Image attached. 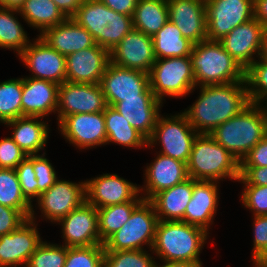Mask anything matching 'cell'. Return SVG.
Wrapping results in <instances>:
<instances>
[{
    "label": "cell",
    "mask_w": 267,
    "mask_h": 267,
    "mask_svg": "<svg viewBox=\"0 0 267 267\" xmlns=\"http://www.w3.org/2000/svg\"><path fill=\"white\" fill-rule=\"evenodd\" d=\"M150 88L162 103L164 97L182 98L195 91L190 56L156 59L149 72Z\"/></svg>",
    "instance_id": "ba28073f"
},
{
    "label": "cell",
    "mask_w": 267,
    "mask_h": 267,
    "mask_svg": "<svg viewBox=\"0 0 267 267\" xmlns=\"http://www.w3.org/2000/svg\"><path fill=\"white\" fill-rule=\"evenodd\" d=\"M198 88V98L182 112L198 134H210L250 104L246 80Z\"/></svg>",
    "instance_id": "6da1fadb"
},
{
    "label": "cell",
    "mask_w": 267,
    "mask_h": 267,
    "mask_svg": "<svg viewBox=\"0 0 267 267\" xmlns=\"http://www.w3.org/2000/svg\"><path fill=\"white\" fill-rule=\"evenodd\" d=\"M86 201L85 180L78 183L60 180L55 183L36 200L35 207L41 211L40 215L50 222L57 223L61 218L79 207Z\"/></svg>",
    "instance_id": "9a60e30c"
},
{
    "label": "cell",
    "mask_w": 267,
    "mask_h": 267,
    "mask_svg": "<svg viewBox=\"0 0 267 267\" xmlns=\"http://www.w3.org/2000/svg\"><path fill=\"white\" fill-rule=\"evenodd\" d=\"M25 0H0V6L19 10Z\"/></svg>",
    "instance_id": "9f6ffc18"
},
{
    "label": "cell",
    "mask_w": 267,
    "mask_h": 267,
    "mask_svg": "<svg viewBox=\"0 0 267 267\" xmlns=\"http://www.w3.org/2000/svg\"><path fill=\"white\" fill-rule=\"evenodd\" d=\"M264 104H265L264 107H265L266 112H267V101Z\"/></svg>",
    "instance_id": "6f0895ef"
},
{
    "label": "cell",
    "mask_w": 267,
    "mask_h": 267,
    "mask_svg": "<svg viewBox=\"0 0 267 267\" xmlns=\"http://www.w3.org/2000/svg\"><path fill=\"white\" fill-rule=\"evenodd\" d=\"M218 184V185H217ZM219 182L193 179V192L181 221L209 231L219 204Z\"/></svg>",
    "instance_id": "cb8c5ba5"
},
{
    "label": "cell",
    "mask_w": 267,
    "mask_h": 267,
    "mask_svg": "<svg viewBox=\"0 0 267 267\" xmlns=\"http://www.w3.org/2000/svg\"><path fill=\"white\" fill-rule=\"evenodd\" d=\"M0 204L21 211L30 218L33 205L22 194L15 169L0 168Z\"/></svg>",
    "instance_id": "d590c367"
},
{
    "label": "cell",
    "mask_w": 267,
    "mask_h": 267,
    "mask_svg": "<svg viewBox=\"0 0 267 267\" xmlns=\"http://www.w3.org/2000/svg\"><path fill=\"white\" fill-rule=\"evenodd\" d=\"M169 20L166 0H138L132 21L133 29L153 37Z\"/></svg>",
    "instance_id": "1f68e13d"
},
{
    "label": "cell",
    "mask_w": 267,
    "mask_h": 267,
    "mask_svg": "<svg viewBox=\"0 0 267 267\" xmlns=\"http://www.w3.org/2000/svg\"><path fill=\"white\" fill-rule=\"evenodd\" d=\"M66 18H72L84 0H52Z\"/></svg>",
    "instance_id": "816d5d0a"
},
{
    "label": "cell",
    "mask_w": 267,
    "mask_h": 267,
    "mask_svg": "<svg viewBox=\"0 0 267 267\" xmlns=\"http://www.w3.org/2000/svg\"><path fill=\"white\" fill-rule=\"evenodd\" d=\"M107 132L106 145L116 143L127 148H148L147 139L140 134L130 123L112 106L104 110Z\"/></svg>",
    "instance_id": "f546056e"
},
{
    "label": "cell",
    "mask_w": 267,
    "mask_h": 267,
    "mask_svg": "<svg viewBox=\"0 0 267 267\" xmlns=\"http://www.w3.org/2000/svg\"><path fill=\"white\" fill-rule=\"evenodd\" d=\"M29 27L37 29L40 36L48 28L61 24L66 17L52 0H25L18 10Z\"/></svg>",
    "instance_id": "4dcf8cb0"
},
{
    "label": "cell",
    "mask_w": 267,
    "mask_h": 267,
    "mask_svg": "<svg viewBox=\"0 0 267 267\" xmlns=\"http://www.w3.org/2000/svg\"><path fill=\"white\" fill-rule=\"evenodd\" d=\"M34 210L33 208L30 218L17 229L0 236V267H25L30 256L42 243Z\"/></svg>",
    "instance_id": "7c38bea8"
},
{
    "label": "cell",
    "mask_w": 267,
    "mask_h": 267,
    "mask_svg": "<svg viewBox=\"0 0 267 267\" xmlns=\"http://www.w3.org/2000/svg\"><path fill=\"white\" fill-rule=\"evenodd\" d=\"M189 177L194 180L220 182L240 177V162L210 134H198L187 162Z\"/></svg>",
    "instance_id": "5b68a950"
},
{
    "label": "cell",
    "mask_w": 267,
    "mask_h": 267,
    "mask_svg": "<svg viewBox=\"0 0 267 267\" xmlns=\"http://www.w3.org/2000/svg\"><path fill=\"white\" fill-rule=\"evenodd\" d=\"M209 237L205 229L184 221H158L150 250L161 261L202 263L200 253Z\"/></svg>",
    "instance_id": "3957f363"
},
{
    "label": "cell",
    "mask_w": 267,
    "mask_h": 267,
    "mask_svg": "<svg viewBox=\"0 0 267 267\" xmlns=\"http://www.w3.org/2000/svg\"><path fill=\"white\" fill-rule=\"evenodd\" d=\"M169 21L193 44L207 40L205 0H166Z\"/></svg>",
    "instance_id": "603a6c76"
},
{
    "label": "cell",
    "mask_w": 267,
    "mask_h": 267,
    "mask_svg": "<svg viewBox=\"0 0 267 267\" xmlns=\"http://www.w3.org/2000/svg\"><path fill=\"white\" fill-rule=\"evenodd\" d=\"M67 257V247L42 241L36 251L30 256L25 267H64Z\"/></svg>",
    "instance_id": "ab89813d"
},
{
    "label": "cell",
    "mask_w": 267,
    "mask_h": 267,
    "mask_svg": "<svg viewBox=\"0 0 267 267\" xmlns=\"http://www.w3.org/2000/svg\"><path fill=\"white\" fill-rule=\"evenodd\" d=\"M207 40L219 41L254 18L253 0H205Z\"/></svg>",
    "instance_id": "30bf717a"
},
{
    "label": "cell",
    "mask_w": 267,
    "mask_h": 267,
    "mask_svg": "<svg viewBox=\"0 0 267 267\" xmlns=\"http://www.w3.org/2000/svg\"><path fill=\"white\" fill-rule=\"evenodd\" d=\"M42 119L44 118L23 116L5 123L7 127H13L11 138L27 156L39 154L49 140V125Z\"/></svg>",
    "instance_id": "83f0119b"
},
{
    "label": "cell",
    "mask_w": 267,
    "mask_h": 267,
    "mask_svg": "<svg viewBox=\"0 0 267 267\" xmlns=\"http://www.w3.org/2000/svg\"><path fill=\"white\" fill-rule=\"evenodd\" d=\"M193 192V179L188 178L157 193L150 201L160 221H181Z\"/></svg>",
    "instance_id": "f1b7e54d"
},
{
    "label": "cell",
    "mask_w": 267,
    "mask_h": 267,
    "mask_svg": "<svg viewBox=\"0 0 267 267\" xmlns=\"http://www.w3.org/2000/svg\"><path fill=\"white\" fill-rule=\"evenodd\" d=\"M72 19L109 52L133 29L132 16L117 13L100 0H84Z\"/></svg>",
    "instance_id": "8992f818"
},
{
    "label": "cell",
    "mask_w": 267,
    "mask_h": 267,
    "mask_svg": "<svg viewBox=\"0 0 267 267\" xmlns=\"http://www.w3.org/2000/svg\"><path fill=\"white\" fill-rule=\"evenodd\" d=\"M238 183L267 186V167H240Z\"/></svg>",
    "instance_id": "681fc988"
},
{
    "label": "cell",
    "mask_w": 267,
    "mask_h": 267,
    "mask_svg": "<svg viewBox=\"0 0 267 267\" xmlns=\"http://www.w3.org/2000/svg\"><path fill=\"white\" fill-rule=\"evenodd\" d=\"M197 135L182 112L168 117L160 114L147 147H156L158 142L161 144L160 154L187 163Z\"/></svg>",
    "instance_id": "9c48e42d"
},
{
    "label": "cell",
    "mask_w": 267,
    "mask_h": 267,
    "mask_svg": "<svg viewBox=\"0 0 267 267\" xmlns=\"http://www.w3.org/2000/svg\"><path fill=\"white\" fill-rule=\"evenodd\" d=\"M246 81L250 103L264 105L267 101V61L258 58L246 70Z\"/></svg>",
    "instance_id": "f35d334b"
},
{
    "label": "cell",
    "mask_w": 267,
    "mask_h": 267,
    "mask_svg": "<svg viewBox=\"0 0 267 267\" xmlns=\"http://www.w3.org/2000/svg\"><path fill=\"white\" fill-rule=\"evenodd\" d=\"M107 106L99 84L65 81L59 85L57 124L67 115L102 112Z\"/></svg>",
    "instance_id": "5bb4252c"
},
{
    "label": "cell",
    "mask_w": 267,
    "mask_h": 267,
    "mask_svg": "<svg viewBox=\"0 0 267 267\" xmlns=\"http://www.w3.org/2000/svg\"><path fill=\"white\" fill-rule=\"evenodd\" d=\"M254 18L267 27V0H253Z\"/></svg>",
    "instance_id": "f5cc1de1"
},
{
    "label": "cell",
    "mask_w": 267,
    "mask_h": 267,
    "mask_svg": "<svg viewBox=\"0 0 267 267\" xmlns=\"http://www.w3.org/2000/svg\"><path fill=\"white\" fill-rule=\"evenodd\" d=\"M190 59L196 88L246 80V71L219 41L204 40L194 44Z\"/></svg>",
    "instance_id": "277c9868"
},
{
    "label": "cell",
    "mask_w": 267,
    "mask_h": 267,
    "mask_svg": "<svg viewBox=\"0 0 267 267\" xmlns=\"http://www.w3.org/2000/svg\"><path fill=\"white\" fill-rule=\"evenodd\" d=\"M158 221L153 203L143 199L123 227L103 243L104 250H144L145 246L151 250Z\"/></svg>",
    "instance_id": "52a82bcc"
},
{
    "label": "cell",
    "mask_w": 267,
    "mask_h": 267,
    "mask_svg": "<svg viewBox=\"0 0 267 267\" xmlns=\"http://www.w3.org/2000/svg\"><path fill=\"white\" fill-rule=\"evenodd\" d=\"M162 104L155 95H138V97L122 98V101L116 102L112 107L148 140L161 114Z\"/></svg>",
    "instance_id": "484cf974"
},
{
    "label": "cell",
    "mask_w": 267,
    "mask_h": 267,
    "mask_svg": "<svg viewBox=\"0 0 267 267\" xmlns=\"http://www.w3.org/2000/svg\"><path fill=\"white\" fill-rule=\"evenodd\" d=\"M27 219L21 211L0 204V236L11 233Z\"/></svg>",
    "instance_id": "7dc6e473"
},
{
    "label": "cell",
    "mask_w": 267,
    "mask_h": 267,
    "mask_svg": "<svg viewBox=\"0 0 267 267\" xmlns=\"http://www.w3.org/2000/svg\"><path fill=\"white\" fill-rule=\"evenodd\" d=\"M110 63V52L96 43L66 56V81L99 84Z\"/></svg>",
    "instance_id": "7402d4cb"
},
{
    "label": "cell",
    "mask_w": 267,
    "mask_h": 267,
    "mask_svg": "<svg viewBox=\"0 0 267 267\" xmlns=\"http://www.w3.org/2000/svg\"><path fill=\"white\" fill-rule=\"evenodd\" d=\"M144 250L104 251L103 267H156L154 256Z\"/></svg>",
    "instance_id": "74e56055"
},
{
    "label": "cell",
    "mask_w": 267,
    "mask_h": 267,
    "mask_svg": "<svg viewBox=\"0 0 267 267\" xmlns=\"http://www.w3.org/2000/svg\"><path fill=\"white\" fill-rule=\"evenodd\" d=\"M210 135L241 162L267 135L264 105L250 103L238 115L217 126Z\"/></svg>",
    "instance_id": "7a4b0ae2"
},
{
    "label": "cell",
    "mask_w": 267,
    "mask_h": 267,
    "mask_svg": "<svg viewBox=\"0 0 267 267\" xmlns=\"http://www.w3.org/2000/svg\"><path fill=\"white\" fill-rule=\"evenodd\" d=\"M263 30L264 26L253 18L238 25L219 42L246 71L259 57Z\"/></svg>",
    "instance_id": "44dd1931"
},
{
    "label": "cell",
    "mask_w": 267,
    "mask_h": 267,
    "mask_svg": "<svg viewBox=\"0 0 267 267\" xmlns=\"http://www.w3.org/2000/svg\"><path fill=\"white\" fill-rule=\"evenodd\" d=\"M104 246L67 247L64 267H103Z\"/></svg>",
    "instance_id": "60d3db41"
},
{
    "label": "cell",
    "mask_w": 267,
    "mask_h": 267,
    "mask_svg": "<svg viewBox=\"0 0 267 267\" xmlns=\"http://www.w3.org/2000/svg\"><path fill=\"white\" fill-rule=\"evenodd\" d=\"M39 37L64 56L95 44L89 31L72 18H66L61 24L48 28Z\"/></svg>",
    "instance_id": "4316f807"
},
{
    "label": "cell",
    "mask_w": 267,
    "mask_h": 267,
    "mask_svg": "<svg viewBox=\"0 0 267 267\" xmlns=\"http://www.w3.org/2000/svg\"><path fill=\"white\" fill-rule=\"evenodd\" d=\"M56 224L61 226L63 245L66 247L103 245L98 231L97 208L87 201L61 218Z\"/></svg>",
    "instance_id": "ac0fdd59"
},
{
    "label": "cell",
    "mask_w": 267,
    "mask_h": 267,
    "mask_svg": "<svg viewBox=\"0 0 267 267\" xmlns=\"http://www.w3.org/2000/svg\"><path fill=\"white\" fill-rule=\"evenodd\" d=\"M46 152L32 155L33 169L38 182V198L46 192L58 179L55 168L49 159L46 158Z\"/></svg>",
    "instance_id": "f6af8a7d"
},
{
    "label": "cell",
    "mask_w": 267,
    "mask_h": 267,
    "mask_svg": "<svg viewBox=\"0 0 267 267\" xmlns=\"http://www.w3.org/2000/svg\"><path fill=\"white\" fill-rule=\"evenodd\" d=\"M31 71L29 77L61 85L66 81V56L51 48L39 36L18 55Z\"/></svg>",
    "instance_id": "e0dca14e"
},
{
    "label": "cell",
    "mask_w": 267,
    "mask_h": 267,
    "mask_svg": "<svg viewBox=\"0 0 267 267\" xmlns=\"http://www.w3.org/2000/svg\"><path fill=\"white\" fill-rule=\"evenodd\" d=\"M22 78L0 82V123L22 117Z\"/></svg>",
    "instance_id": "8d00e7d4"
},
{
    "label": "cell",
    "mask_w": 267,
    "mask_h": 267,
    "mask_svg": "<svg viewBox=\"0 0 267 267\" xmlns=\"http://www.w3.org/2000/svg\"><path fill=\"white\" fill-rule=\"evenodd\" d=\"M140 185L117 174H104L85 180L86 201L95 208H102L129 201H142Z\"/></svg>",
    "instance_id": "4fadbf2b"
},
{
    "label": "cell",
    "mask_w": 267,
    "mask_h": 267,
    "mask_svg": "<svg viewBox=\"0 0 267 267\" xmlns=\"http://www.w3.org/2000/svg\"><path fill=\"white\" fill-rule=\"evenodd\" d=\"M58 130L69 144L79 149L106 145L104 111L67 115L58 123Z\"/></svg>",
    "instance_id": "2e32d148"
},
{
    "label": "cell",
    "mask_w": 267,
    "mask_h": 267,
    "mask_svg": "<svg viewBox=\"0 0 267 267\" xmlns=\"http://www.w3.org/2000/svg\"><path fill=\"white\" fill-rule=\"evenodd\" d=\"M26 157L10 136L0 139V168L15 169Z\"/></svg>",
    "instance_id": "bcb514c9"
},
{
    "label": "cell",
    "mask_w": 267,
    "mask_h": 267,
    "mask_svg": "<svg viewBox=\"0 0 267 267\" xmlns=\"http://www.w3.org/2000/svg\"><path fill=\"white\" fill-rule=\"evenodd\" d=\"M240 167H267V135L243 158Z\"/></svg>",
    "instance_id": "c3c4849f"
},
{
    "label": "cell",
    "mask_w": 267,
    "mask_h": 267,
    "mask_svg": "<svg viewBox=\"0 0 267 267\" xmlns=\"http://www.w3.org/2000/svg\"><path fill=\"white\" fill-rule=\"evenodd\" d=\"M59 85L49 80L22 77V117L56 114Z\"/></svg>",
    "instance_id": "d4e9b609"
},
{
    "label": "cell",
    "mask_w": 267,
    "mask_h": 267,
    "mask_svg": "<svg viewBox=\"0 0 267 267\" xmlns=\"http://www.w3.org/2000/svg\"><path fill=\"white\" fill-rule=\"evenodd\" d=\"M260 60L267 61V27H264L259 57Z\"/></svg>",
    "instance_id": "11a10c76"
},
{
    "label": "cell",
    "mask_w": 267,
    "mask_h": 267,
    "mask_svg": "<svg viewBox=\"0 0 267 267\" xmlns=\"http://www.w3.org/2000/svg\"><path fill=\"white\" fill-rule=\"evenodd\" d=\"M15 14H19V11L0 6V47L14 50L19 55L31 40Z\"/></svg>",
    "instance_id": "836d02e7"
},
{
    "label": "cell",
    "mask_w": 267,
    "mask_h": 267,
    "mask_svg": "<svg viewBox=\"0 0 267 267\" xmlns=\"http://www.w3.org/2000/svg\"><path fill=\"white\" fill-rule=\"evenodd\" d=\"M141 201H129L122 204L98 208V231L103 244L111 235L120 230L129 220L134 208Z\"/></svg>",
    "instance_id": "e575fe53"
},
{
    "label": "cell",
    "mask_w": 267,
    "mask_h": 267,
    "mask_svg": "<svg viewBox=\"0 0 267 267\" xmlns=\"http://www.w3.org/2000/svg\"><path fill=\"white\" fill-rule=\"evenodd\" d=\"M163 262V265L158 263L156 267H202V263L196 262H185V261H173V262ZM160 264V265H159Z\"/></svg>",
    "instance_id": "db71d44e"
},
{
    "label": "cell",
    "mask_w": 267,
    "mask_h": 267,
    "mask_svg": "<svg viewBox=\"0 0 267 267\" xmlns=\"http://www.w3.org/2000/svg\"><path fill=\"white\" fill-rule=\"evenodd\" d=\"M99 85L109 106L122 101V98L154 95L150 88L149 74L119 67L111 62L104 71Z\"/></svg>",
    "instance_id": "8fae6325"
},
{
    "label": "cell",
    "mask_w": 267,
    "mask_h": 267,
    "mask_svg": "<svg viewBox=\"0 0 267 267\" xmlns=\"http://www.w3.org/2000/svg\"><path fill=\"white\" fill-rule=\"evenodd\" d=\"M241 203L253 216L267 215V186L243 185Z\"/></svg>",
    "instance_id": "7bdbcfd3"
},
{
    "label": "cell",
    "mask_w": 267,
    "mask_h": 267,
    "mask_svg": "<svg viewBox=\"0 0 267 267\" xmlns=\"http://www.w3.org/2000/svg\"><path fill=\"white\" fill-rule=\"evenodd\" d=\"M117 13L133 16L138 0H100Z\"/></svg>",
    "instance_id": "f907efd6"
},
{
    "label": "cell",
    "mask_w": 267,
    "mask_h": 267,
    "mask_svg": "<svg viewBox=\"0 0 267 267\" xmlns=\"http://www.w3.org/2000/svg\"><path fill=\"white\" fill-rule=\"evenodd\" d=\"M156 61L151 36L132 29L110 51V62L119 67L149 74Z\"/></svg>",
    "instance_id": "d6986e66"
},
{
    "label": "cell",
    "mask_w": 267,
    "mask_h": 267,
    "mask_svg": "<svg viewBox=\"0 0 267 267\" xmlns=\"http://www.w3.org/2000/svg\"><path fill=\"white\" fill-rule=\"evenodd\" d=\"M22 194L31 203L38 199V182L33 169L32 155L27 156L16 168Z\"/></svg>",
    "instance_id": "ee69618b"
},
{
    "label": "cell",
    "mask_w": 267,
    "mask_h": 267,
    "mask_svg": "<svg viewBox=\"0 0 267 267\" xmlns=\"http://www.w3.org/2000/svg\"><path fill=\"white\" fill-rule=\"evenodd\" d=\"M253 217V267H262L267 262V215Z\"/></svg>",
    "instance_id": "b9f144b4"
},
{
    "label": "cell",
    "mask_w": 267,
    "mask_h": 267,
    "mask_svg": "<svg viewBox=\"0 0 267 267\" xmlns=\"http://www.w3.org/2000/svg\"><path fill=\"white\" fill-rule=\"evenodd\" d=\"M156 153L157 156L152 160L153 162L144 170L145 183L143 187H139L140 194L145 200H151L157 193L190 178L187 163Z\"/></svg>",
    "instance_id": "ffe728a7"
},
{
    "label": "cell",
    "mask_w": 267,
    "mask_h": 267,
    "mask_svg": "<svg viewBox=\"0 0 267 267\" xmlns=\"http://www.w3.org/2000/svg\"><path fill=\"white\" fill-rule=\"evenodd\" d=\"M152 40L156 59L190 56L194 45L184 38L180 29L169 20Z\"/></svg>",
    "instance_id": "d6a6232c"
}]
</instances>
